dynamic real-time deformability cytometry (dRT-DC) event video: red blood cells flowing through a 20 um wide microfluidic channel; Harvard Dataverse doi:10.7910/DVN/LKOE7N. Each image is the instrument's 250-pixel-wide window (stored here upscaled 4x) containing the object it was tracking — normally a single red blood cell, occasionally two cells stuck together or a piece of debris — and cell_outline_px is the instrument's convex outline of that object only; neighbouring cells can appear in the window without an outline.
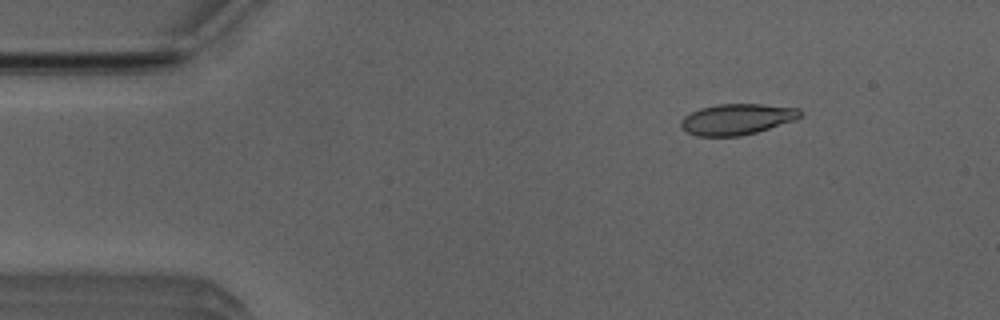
{"species": "Egyptian fruit bat (a non-hibernating species)", "species_latin": "Rousettus aegyptiacus", "temperature_condition": "room temperature", "stored_images_in_passage": 40, "camera_frame_rate_fps": 3000, "um_per_image_px": 0.085, "animal": {"sex": "male"}, "frame": {"image": 1, "passage_image": 3, "time_ms": 0.667, "image_size_px": [1000, 320], "cell_outline_px": [[804, 116], [796, 120], [756, 132], [740, 136], [696, 136], [680, 128], [680, 120], [684, 116], [700, 108], [716, 104], [760, 104], [800, 108], [804, 112]], "centroid_in_image_um": [62.67, 10.13], "position_along_channel_um": 22.3, "area_um2": 21.73}}
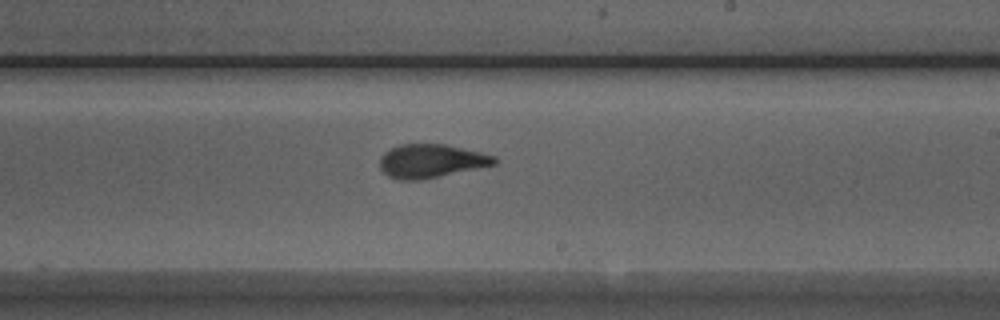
{"frame": {"image": 2, "passage_image": 26, "time_ms": 8.333, "image_size_px": [1000, 320], "cell_outline_px": [[500, 160], [496, 164], [440, 176], [420, 180], [396, 180], [388, 176], [380, 168], [380, 156], [384, 152], [400, 144], [444, 144], [480, 152], [496, 156]], "centroid_in_image_um": [36.64, 13.69], "position_along_channel_um": 252.4, "area_um2": 22.43}}
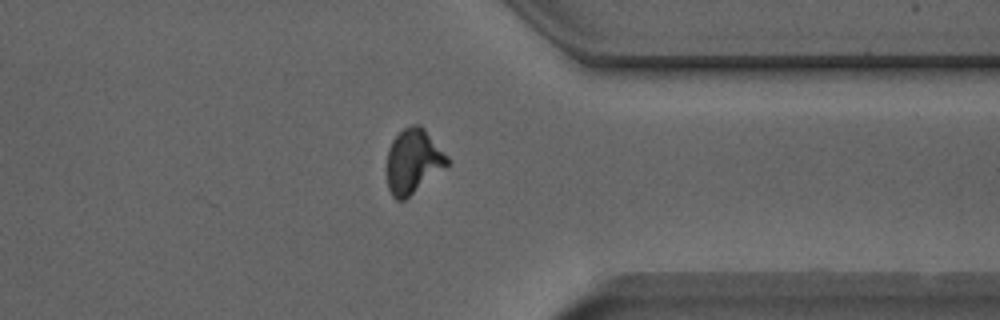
{"frame": {"image": 3, "passage_image": 36, "time_ms": 11.667, "image_size_px": [1000, 320], "cell_outline_px": [[452, 164], [404, 200], [396, 200], [392, 196], [388, 188], [388, 148], [392, 140], [404, 128], [412, 124], [420, 124], [424, 128], [452, 160]], "centroid_in_image_um": [35.18, 13.71], "position_along_channel_um": 376.2, "area_um2": 22.95}, "authors_computed_cell_mechanics": {"area_um2": 22.3975, "velocity_mm_per_s": 3.9387, "shape_relaxation_time_tau1_ms": 5.3651, "shape_relaxation_time_tau2_ms": 1.0729, "deformation_change_tau1": 0.1819, "deformation_change_tau2": 0.0726}}